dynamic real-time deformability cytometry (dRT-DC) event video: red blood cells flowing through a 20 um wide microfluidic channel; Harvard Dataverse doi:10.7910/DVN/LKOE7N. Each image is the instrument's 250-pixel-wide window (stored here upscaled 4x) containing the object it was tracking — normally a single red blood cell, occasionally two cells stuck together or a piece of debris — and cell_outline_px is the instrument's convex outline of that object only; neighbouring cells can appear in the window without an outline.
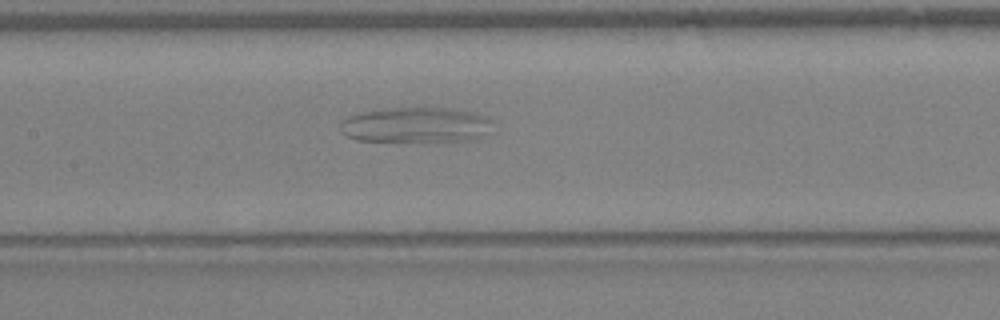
{"species": "Egyptian fruit bat (a non-hibernating species)", "species_latin": "Rousettus aegyptiacus", "temperature_condition": "warm", "stored_images_in_passage": 29, "camera_frame_rate_fps": 3000, "um_per_image_px": 0.085, "animal": {"sex": "female"}, "frame": {"image": 1, "passage_image": 7, "time_ms": 2.0, "image_size_px": [1000, 320], "cell_outline_px": [[492, 120], [488, 132], [484, 136], [476, 140], [356, 140], [344, 136], [340, 132], [340, 120], [348, 116], [360, 112], [380, 108], [456, 108], [476, 112], [488, 116]], "centroid_in_image_um": [35.34, 10.59], "position_along_channel_um": 172.1, "area_um2": 31.62}}
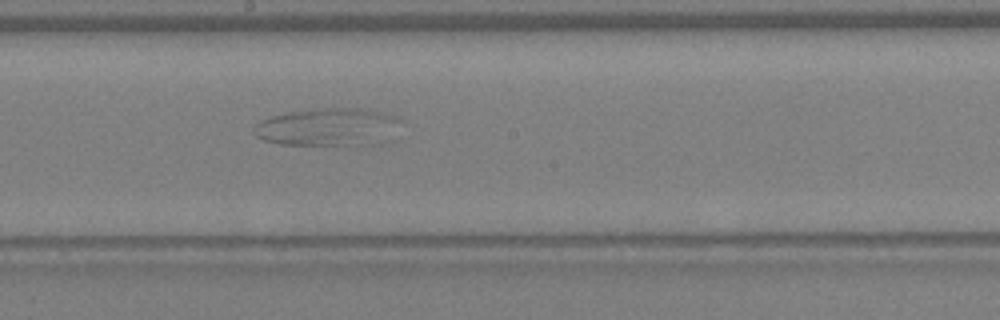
{"frame": {"image": 2, "passage_image": 10, "time_ms": 3.0, "image_size_px": [1000, 320], "cell_outline_px": [[400, 120], [376, 144], [280, 144], [264, 140], [256, 136], [252, 132], [252, 128], [260, 120], [272, 116], [288, 112], [320, 108], [360, 108], [384, 112], [396, 116]], "centroid_in_image_um": [27.74, 10.77], "position_along_channel_um": 220.5, "area_um2": 31.44}}
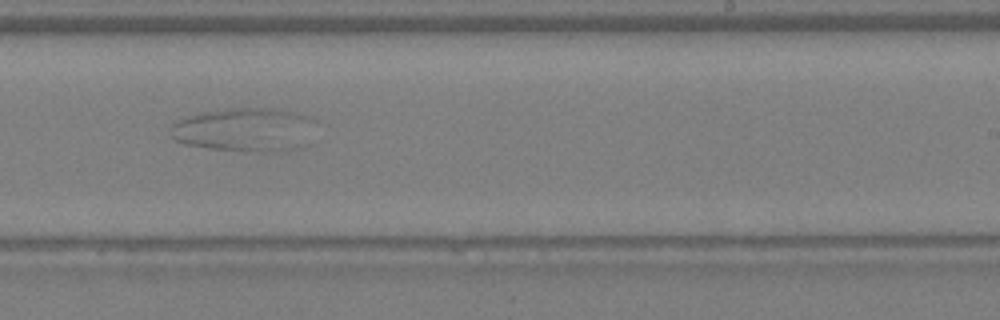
{"frame": {"image": 3, "passage_image": 13, "time_ms": 4.0, "image_size_px": [1000, 320], "cell_outline_px": [[316, 120], [296, 148], [284, 152], [268, 152], [212, 148], [188, 144], [176, 140], [172, 136], [172, 124], [184, 116], [204, 112], [232, 108], [272, 108], [300, 112], [312, 116]], "centroid_in_image_um": [20.78, 10.99], "position_along_channel_um": 268.2, "area_um2": 36.36}}